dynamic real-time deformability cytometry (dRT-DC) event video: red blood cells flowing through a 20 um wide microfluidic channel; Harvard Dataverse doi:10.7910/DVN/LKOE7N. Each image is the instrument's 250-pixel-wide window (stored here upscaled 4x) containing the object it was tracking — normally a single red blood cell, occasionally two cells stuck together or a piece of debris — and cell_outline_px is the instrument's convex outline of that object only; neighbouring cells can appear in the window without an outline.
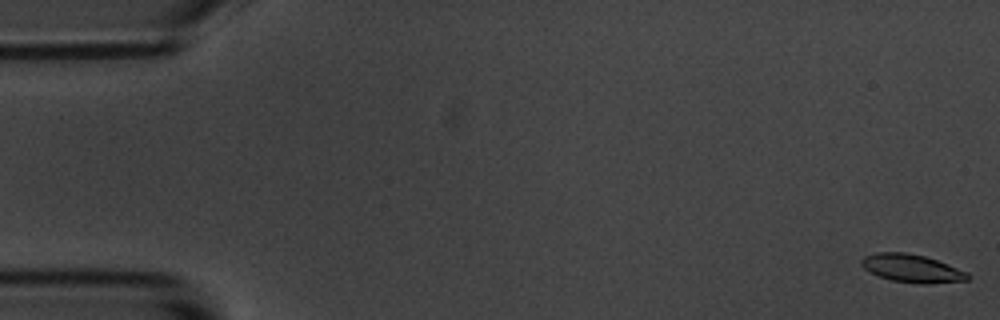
{"species": "common noctule bat (a hibernating species)", "species_latin": "Nyctalus noctula", "temperature_condition": "room temperature", "stored_images_in_passage": 5, "camera_frame_rate_fps": 3000, "um_per_image_px": 0.085, "animal": {"sex": "male", "body_mass_g": 20.1, "forearm_length_mm": 53.5}, "frame": {"image": 1, "passage_image": 1, "time_ms": 0.0, "image_size_px": [1000, 320], "cell_outline_px": [[972, 276], [968, 280], [928, 284], [920, 284], [892, 280], [880, 276], [864, 268], [860, 264], [860, 260], [864, 256], [876, 252], [904, 252], [924, 256], [948, 264], [968, 272]], "centroid_in_image_um": [77.54, 22.81], "position_along_channel_um": 7.5, "area_um2": 17.34}}
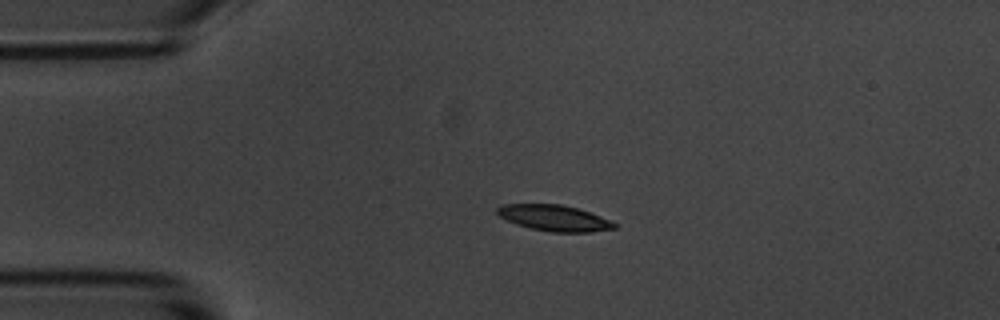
{"frame": {"image": 2, "passage_image": 4, "time_ms": 4.0, "image_size_px": [1000, 320], "cell_outline_px": [[616, 228], [592, 232], [552, 232], [532, 228], [516, 224], [500, 216], [496, 212], [496, 208], [500, 204], [560, 204], [576, 208], [600, 216], [616, 224]], "centroid_in_image_um": [47.08, 18.52], "position_along_channel_um": 37.9, "area_um2": 17.51}}